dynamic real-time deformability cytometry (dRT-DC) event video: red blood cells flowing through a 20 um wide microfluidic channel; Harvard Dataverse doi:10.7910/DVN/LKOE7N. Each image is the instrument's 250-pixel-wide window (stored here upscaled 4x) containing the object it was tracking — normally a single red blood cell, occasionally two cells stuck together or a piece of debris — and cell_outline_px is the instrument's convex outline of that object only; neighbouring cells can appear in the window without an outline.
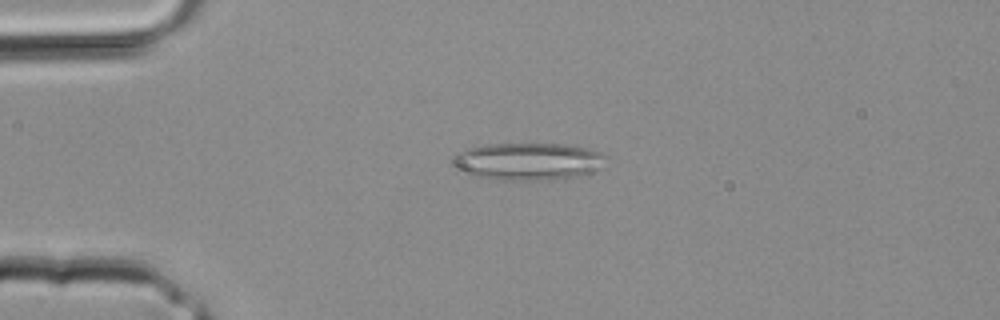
{"species": "common noctule bat (a hibernating species)", "species_latin": "Nyctalus noctula", "temperature_condition": "room temperature", "stored_images_in_passage": 2, "camera_frame_rate_fps": 3000, "um_per_image_px": 0.085, "animal": {"sex": "male", "body_mass_g": 20.4}, "frame": {"image": 1, "passage_image": 2, "time_ms": 0.333, "image_size_px": [1000, 320], "cell_outline_px": [[608, 156], [604, 168], [592, 172], [576, 176], [552, 180], [496, 180], [468, 176], [456, 172], [448, 164], [456, 152], [468, 148], [484, 144], [564, 144], [588, 148], [600, 152]], "centroid_in_image_um": [44.8, 13.74], "position_along_channel_um": 40.2, "area_um2": 34.56}}